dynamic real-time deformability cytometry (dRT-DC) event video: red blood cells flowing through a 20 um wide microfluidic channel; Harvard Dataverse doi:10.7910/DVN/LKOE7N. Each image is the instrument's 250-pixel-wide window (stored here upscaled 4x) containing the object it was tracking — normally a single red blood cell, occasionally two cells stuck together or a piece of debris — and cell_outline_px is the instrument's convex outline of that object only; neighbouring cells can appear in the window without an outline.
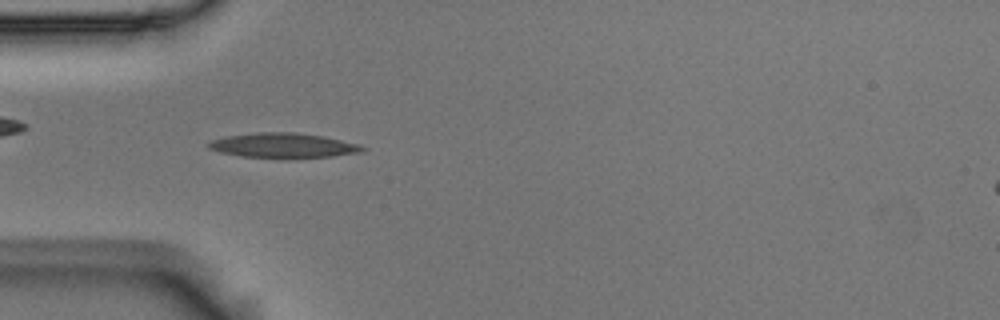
{"species": "Egyptian fruit bat (a non-hibernating species)", "species_latin": "Rousettus aegyptiacus", "temperature_condition": "room temperature", "stored_images_in_passage": 53, "camera_frame_rate_fps": 3000, "um_per_image_px": 0.085, "animal": {"sex": "male"}, "frame": {"image": 1, "passage_image": 15, "time_ms": 4.667, "image_size_px": [1000, 320], "cell_outline_px": [[368, 148], [360, 152], [332, 156], [288, 160], [284, 160], [240, 156], [220, 152], [208, 148], [208, 140], [224, 136], [256, 132], [296, 132], [320, 136], [340, 140], [356, 144]], "centroid_in_image_um": [24.0, 12.39], "position_along_channel_um": 61.0, "area_um2": 22.83}}
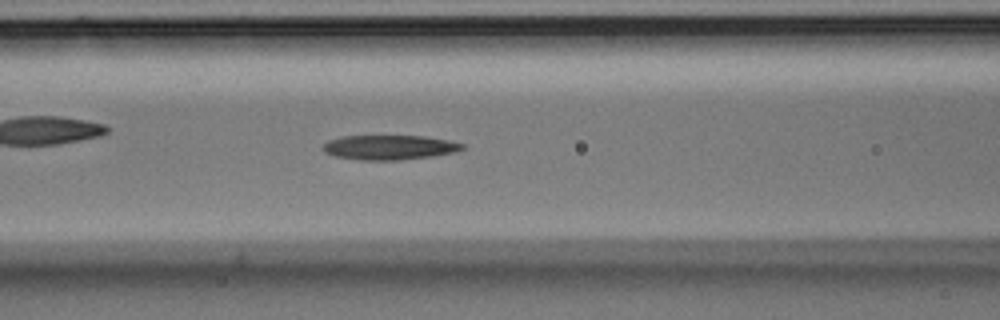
{"frame": {"image": 2, "passage_image": 21, "time_ms": 6.667, "image_size_px": [1000, 320], "cell_outline_px": [[464, 148], [452, 152], [432, 156], [400, 160], [360, 160], [336, 156], [324, 152], [320, 148], [328, 140], [340, 136], [424, 136], [448, 140], [464, 144]], "centroid_in_image_um": [33.04, 12.52], "position_along_channel_um": 133.6, "area_um2": 19.94}}
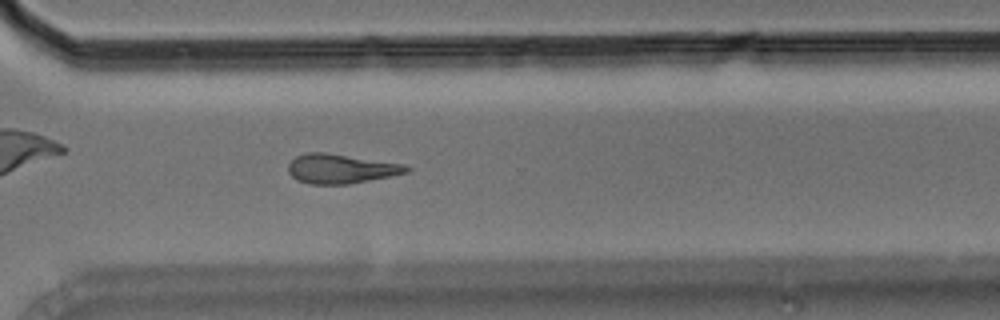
{"frame": {"image": 3, "passage_image": 38, "time_ms": 12.333, "image_size_px": [1000, 320], "cell_outline_px": [[412, 168], [408, 172], [348, 184], [312, 184], [296, 180], [288, 172], [288, 164], [296, 156], [308, 152], [324, 152], [404, 164]], "centroid_in_image_um": [28.94, 14.34], "position_along_channel_um": 341.7, "area_um2": 20.06}}